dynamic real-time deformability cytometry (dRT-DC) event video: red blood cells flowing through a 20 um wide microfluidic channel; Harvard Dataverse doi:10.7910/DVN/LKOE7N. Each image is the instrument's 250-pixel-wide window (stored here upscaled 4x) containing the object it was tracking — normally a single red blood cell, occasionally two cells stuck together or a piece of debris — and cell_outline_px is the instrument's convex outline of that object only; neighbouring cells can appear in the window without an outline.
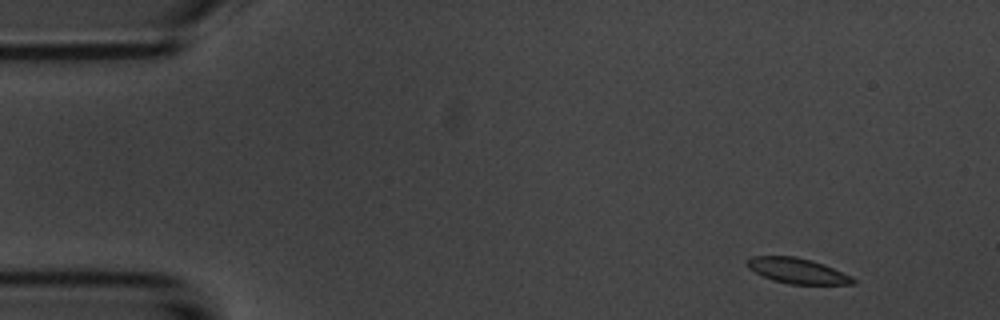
{"species": "common noctule bat (a hibernating species)", "species_latin": "Nyctalus noctula", "temperature_condition": "room temperature", "stored_images_in_passage": 5, "camera_frame_rate_fps": 3000, "um_per_image_px": 0.085, "animal": {"sex": "male", "body_mass_g": 20.1, "forearm_length_mm": 53.5}, "frame": {"image": 1, "passage_image": 1, "time_ms": 0.0, "image_size_px": [1000, 320], "cell_outline_px": [[856, 284], [788, 284], [772, 280], [748, 268], [748, 260], [752, 256], [796, 256], [824, 264], [852, 276], [856, 280]], "centroid_in_image_um": [67.81, 23.02], "position_along_channel_um": 17.2, "area_um2": 15.55}}
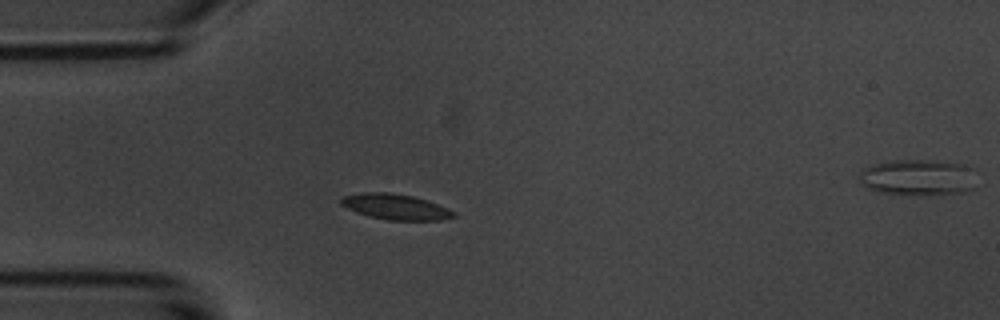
{"frame": {"image": 2, "passage_image": 4, "time_ms": 3.333, "image_size_px": [1000, 320], "cell_outline_px": [[456, 216], [440, 220], [388, 220], [368, 216], [356, 212], [340, 204], [340, 200], [344, 196], [364, 192], [388, 192], [412, 196], [428, 200], [448, 208], [456, 212]], "centroid_in_image_um": [33.64, 17.58], "position_along_channel_um": 51.4, "area_um2": 16.76}}